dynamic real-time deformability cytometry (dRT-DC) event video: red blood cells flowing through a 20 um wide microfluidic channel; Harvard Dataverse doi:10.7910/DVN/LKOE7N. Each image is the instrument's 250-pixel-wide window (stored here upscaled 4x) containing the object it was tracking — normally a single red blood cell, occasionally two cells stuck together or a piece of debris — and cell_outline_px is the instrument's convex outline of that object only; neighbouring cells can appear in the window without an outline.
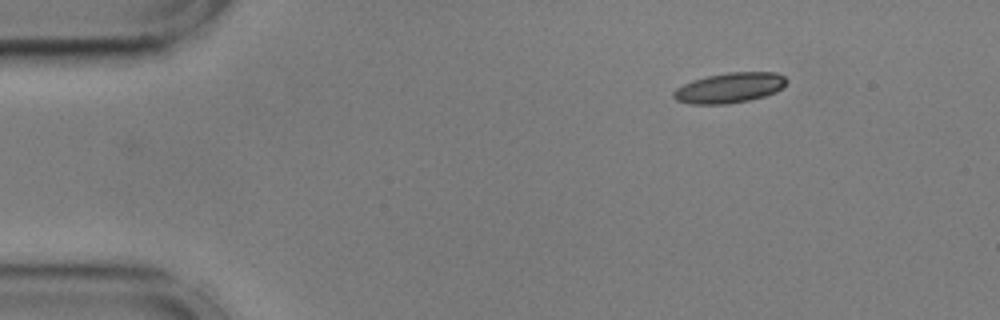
{"species": "common noctule bat (a hibernating species)", "species_latin": "Nyctalus noctula", "temperature_condition": "cold", "stored_images_in_passage": 44, "camera_frame_rate_fps": 3000, "um_per_image_px": 0.085, "animal": {"sex": "male", "body_mass_g": 17.9, "forearm_length_mm": 54.2}, "frame": {"image": 1, "passage_image": 1, "time_ms": 0.0, "image_size_px": [1000, 320], "cell_outline_px": [[788, 80], [776, 92], [764, 96], [748, 100], [728, 104], [692, 104], [676, 100], [672, 96], [672, 92], [676, 88], [692, 80], [708, 76], [728, 72], [776, 72], [784, 76]], "centroid_in_image_um": [61.99, 7.46], "position_along_channel_um": 23.0, "area_um2": 19.83}}
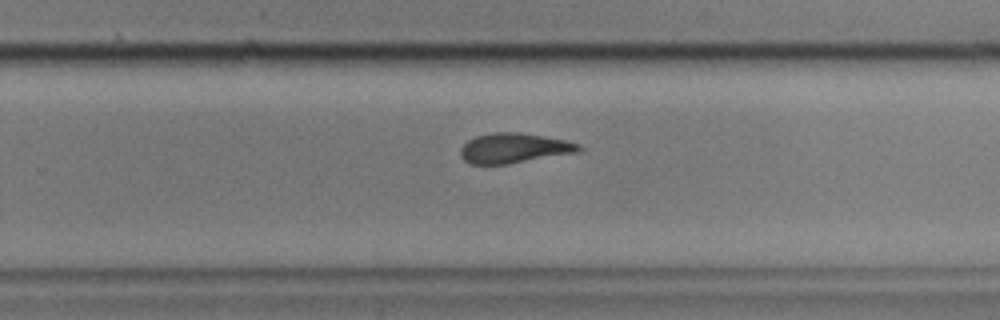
{"frame": {"image": 2, "passage_image": 29, "time_ms": 9.333, "image_size_px": [1000, 320], "cell_outline_px": [[584, 152], [508, 164], [472, 164], [464, 160], [460, 156], [460, 148], [468, 140], [476, 136], [492, 132], [520, 132], [568, 140], [580, 144], [584, 148]], "centroid_in_image_um": [43.78, 12.59], "position_along_channel_um": 286.0, "area_um2": 21.15}}
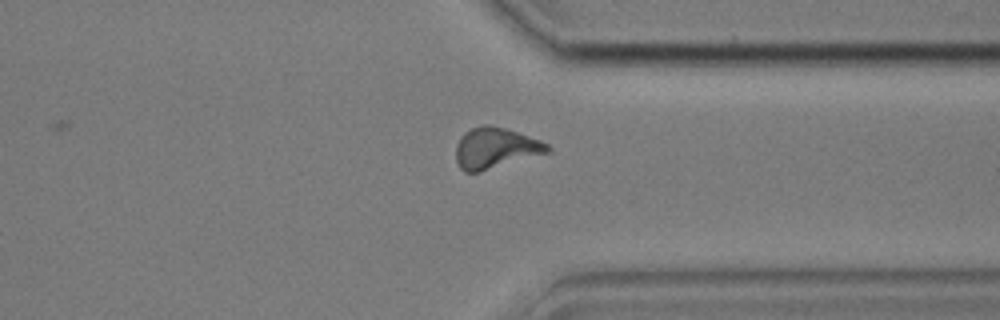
{"frame": {"image": 3, "passage_image": 36, "time_ms": 11.667, "image_size_px": [1000, 320], "cell_outline_px": [[552, 152], [476, 172], [464, 172], [460, 168], [456, 160], [456, 144], [460, 136], [464, 132], [472, 128], [484, 124], [488, 124], [508, 128], [540, 140], [548, 144], [552, 148]], "centroid_in_image_um": [42.13, 12.56], "position_along_channel_um": 369.3, "area_um2": 21.96}, "authors_computed_cell_mechanics": {"area_um2": 21.2126, "velocity_mm_per_s": 3.6078, "shape_relaxation_time_tau1_ms": 5.7946, "shape_relaxation_time_tau2_ms": 2.3267, "deformation_change_tau1": 0.1731, "deformation_change_tau2": 0.102}}